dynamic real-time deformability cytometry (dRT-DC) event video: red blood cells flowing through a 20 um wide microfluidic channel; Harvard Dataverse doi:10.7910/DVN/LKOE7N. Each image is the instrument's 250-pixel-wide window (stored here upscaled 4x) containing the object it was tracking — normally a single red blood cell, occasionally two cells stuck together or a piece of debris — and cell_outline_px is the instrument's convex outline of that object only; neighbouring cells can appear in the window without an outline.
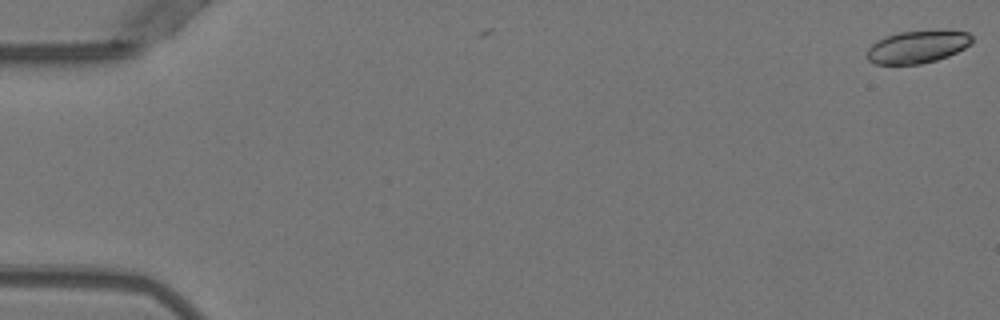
{"species": "Egyptian fruit bat (a non-hibernating species)", "species_latin": "Rousettus aegyptiacus", "temperature_condition": "warm", "stored_images_in_passage": 4, "camera_frame_rate_fps": 3000, "um_per_image_px": 0.085, "animal": {"sex": "female"}, "frame": {"image": 1, "passage_image": 1, "time_ms": 0.0, "image_size_px": [1000, 320], "cell_outline_px": [[972, 44], [948, 56], [936, 60], [920, 64], [876, 64], [868, 60], [868, 48], [872, 44], [884, 36], [900, 32], [968, 32], [972, 36]], "centroid_in_image_um": [77.96, 4.01], "position_along_channel_um": 7.0, "area_um2": 19.36}}